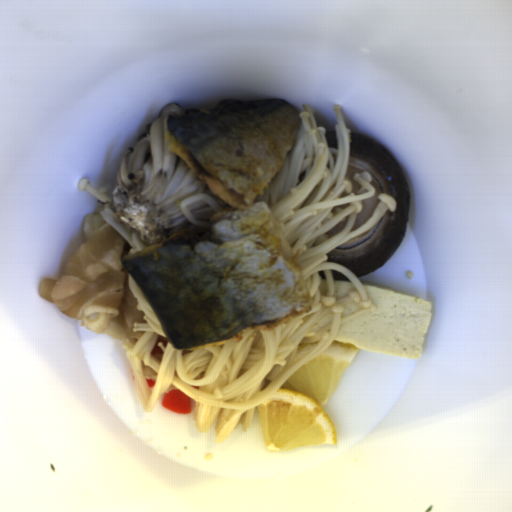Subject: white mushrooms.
Wrapping results in <instances>:
<instances>
[{"mask_svg": "<svg viewBox=\"0 0 512 512\" xmlns=\"http://www.w3.org/2000/svg\"><path fill=\"white\" fill-rule=\"evenodd\" d=\"M188 207L192 211L195 219L201 221V226H205L206 224H208L210 219L215 214H217L213 206L204 201L203 199L194 201L193 203L188 205Z\"/></svg>", "mask_w": 512, "mask_h": 512, "instance_id": "obj_2", "label": "white mushrooms"}, {"mask_svg": "<svg viewBox=\"0 0 512 512\" xmlns=\"http://www.w3.org/2000/svg\"><path fill=\"white\" fill-rule=\"evenodd\" d=\"M180 109L178 102L166 104L127 146L108 197V209L147 248L193 224L180 208L182 200L195 194L213 196L172 149L166 135L168 117Z\"/></svg>", "mask_w": 512, "mask_h": 512, "instance_id": "obj_1", "label": "white mushrooms"}]
</instances>
